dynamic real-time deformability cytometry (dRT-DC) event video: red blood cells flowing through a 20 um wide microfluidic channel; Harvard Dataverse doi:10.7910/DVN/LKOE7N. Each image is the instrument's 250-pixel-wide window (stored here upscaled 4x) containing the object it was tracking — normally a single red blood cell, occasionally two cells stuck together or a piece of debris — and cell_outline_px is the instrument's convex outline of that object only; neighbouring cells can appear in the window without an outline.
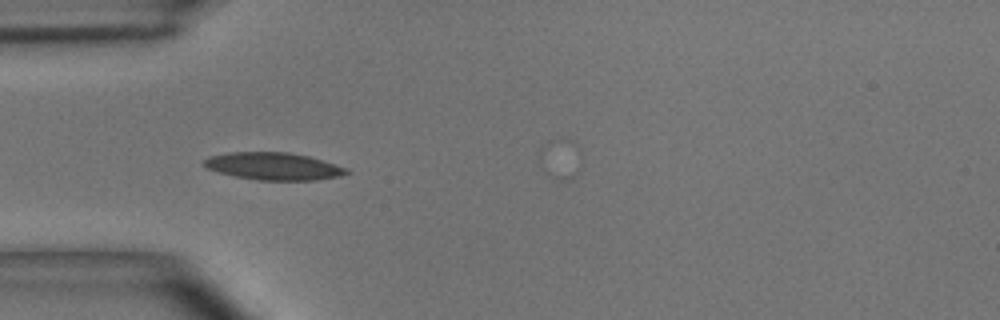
{"species": "common noctule bat (a hibernating species)", "species_latin": "Nyctalus noctula", "temperature_condition": "room temperature", "stored_images_in_passage": 3, "camera_frame_rate_fps": 3000, "um_per_image_px": 0.085, "animal": {"sex": "male", "body_mass_g": 15.6}, "frame": {"image": 1, "passage_image": 1, "time_ms": 0.0, "image_size_px": [1000, 320], "cell_outline_px": [[352, 172], [340, 176], [316, 180], [256, 180], [236, 176], [220, 172], [208, 168], [204, 164], [204, 160], [208, 156], [228, 152], [288, 152], [308, 156], [348, 168]], "centroid_in_image_um": [23.28, 14.13], "position_along_channel_um": 61.7, "area_um2": 22.66}}